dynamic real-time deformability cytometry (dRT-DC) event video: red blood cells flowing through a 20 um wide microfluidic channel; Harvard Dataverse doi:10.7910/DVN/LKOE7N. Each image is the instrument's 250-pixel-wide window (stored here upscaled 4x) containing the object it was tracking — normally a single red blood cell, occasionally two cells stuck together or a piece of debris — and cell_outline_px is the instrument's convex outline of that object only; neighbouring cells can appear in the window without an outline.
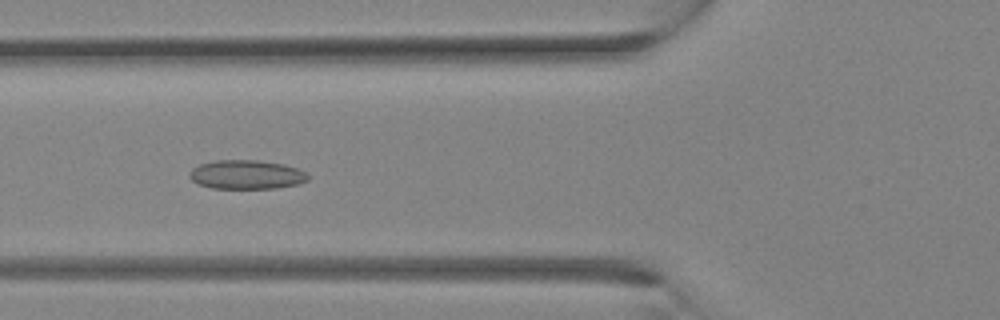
{"species": "Egyptian fruit bat (a non-hibernating species)", "species_latin": "Rousettus aegyptiacus", "temperature_condition": "room temperature", "stored_images_in_passage": 31, "camera_frame_rate_fps": 3000, "um_per_image_px": 0.085, "animal": {"sex": "female"}, "frame": {"image": 1, "passage_image": 11, "time_ms": 3.333, "image_size_px": [1000, 320], "cell_outline_px": [[308, 180], [296, 184], [276, 188], [212, 188], [200, 184], [192, 180], [188, 176], [192, 168], [200, 164], [216, 160], [260, 160], [284, 164], [308, 172]], "centroid_in_image_um": [20.96, 14.83], "position_along_channel_um": 104.8, "area_um2": 20.0}}
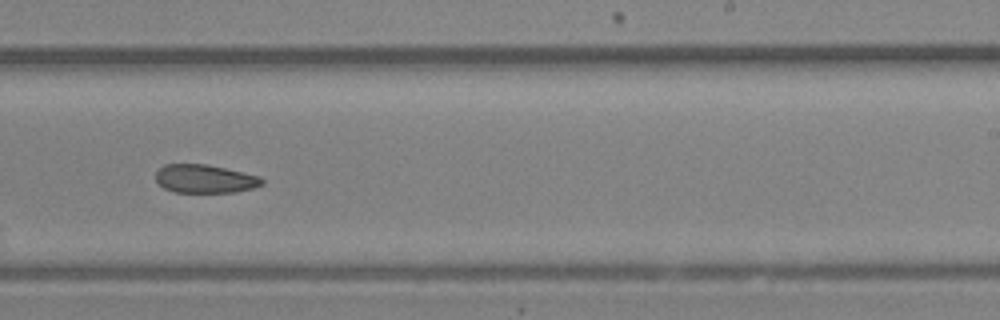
{"frame": {"image": 2, "passage_image": 19, "time_ms": 6.0, "image_size_px": [1000, 320], "cell_outline_px": [[264, 184], [252, 188], [236, 192], [172, 192], [164, 188], [156, 180], [156, 172], [164, 164], [204, 164], [244, 172], [260, 176], [264, 180]], "centroid_in_image_um": [17.43, 15.2], "position_along_channel_um": 271.6, "area_um2": 17.57}}
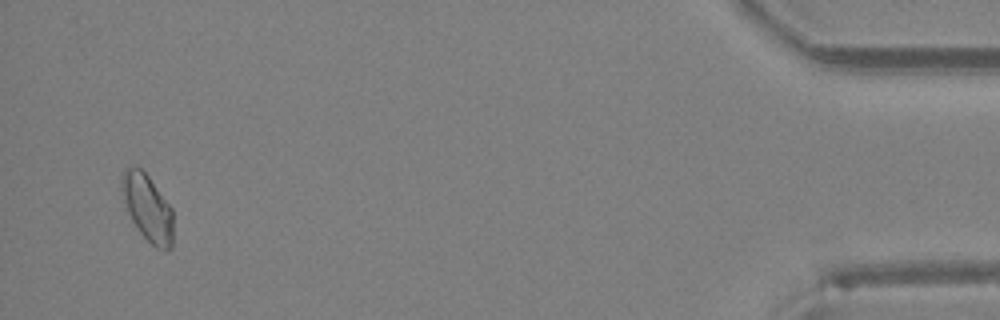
{"frame": {"image": 3, "passage_image": 30, "time_ms": 9.667, "image_size_px": [1000, 320], "cell_outline_px": [[172, 248], [168, 252], [156, 248], [140, 232], [132, 220], [128, 212], [120, 192], [120, 176], [124, 168], [128, 164], [136, 164], [148, 176], [172, 208]], "centroid_in_image_um": [12.5, 17.61], "position_along_channel_um": 422.7, "area_um2": 20.35}}